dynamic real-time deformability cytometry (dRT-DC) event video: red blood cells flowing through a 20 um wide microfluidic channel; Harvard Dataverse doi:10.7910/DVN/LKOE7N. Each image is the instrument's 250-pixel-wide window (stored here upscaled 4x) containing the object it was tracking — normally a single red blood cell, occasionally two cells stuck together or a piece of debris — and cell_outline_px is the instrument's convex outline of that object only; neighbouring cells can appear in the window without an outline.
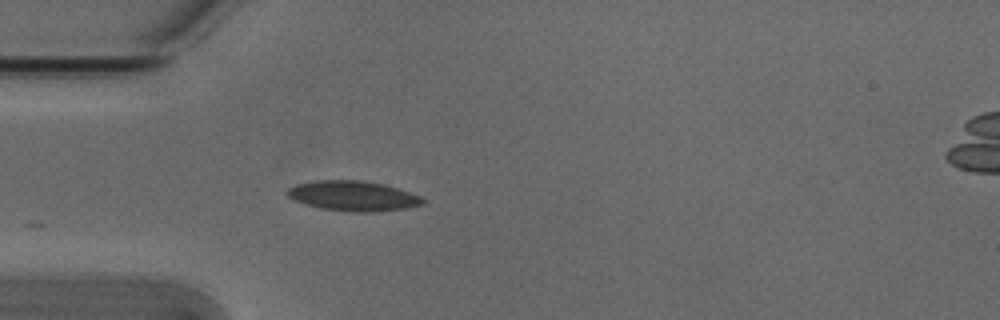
{"species": "Egyptian fruit bat (a non-hibernating species)", "species_latin": "Rousettus aegyptiacus", "temperature_condition": "cold", "stored_images_in_passage": 15, "camera_frame_rate_fps": 3000, "um_per_image_px": 0.085, "animal": {"sex": "male"}, "frame": {"image": 1, "passage_image": 1, "time_ms": 0.0, "image_size_px": [1000, 320], "cell_outline_px": [[424, 204], [404, 208], [376, 212], [352, 212], [320, 208], [304, 204], [288, 196], [284, 192], [288, 188], [296, 184], [316, 180], [360, 180], [384, 184], [420, 196], [424, 200]], "centroid_in_image_um": [29.97, 16.65], "position_along_channel_um": 55.0, "area_um2": 23.64}}
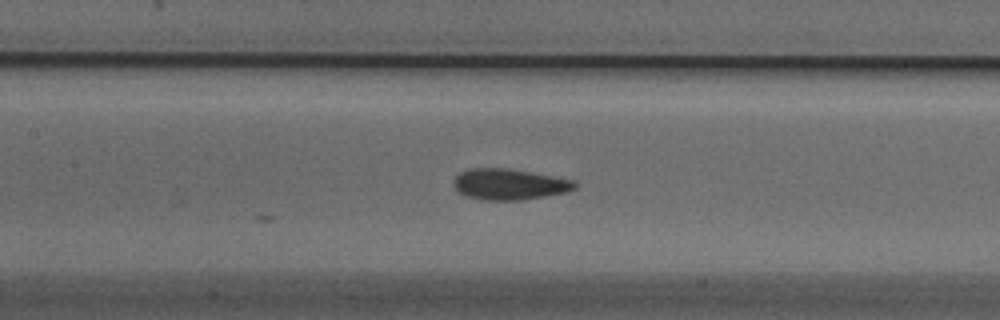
{"frame": {"image": 2, "passage_image": 10, "time_ms": 3.0, "image_size_px": [1000, 320], "cell_outline_px": [[576, 188], [564, 192], [544, 196], [520, 200], [484, 200], [468, 196], [456, 192], [452, 184], [452, 180], [460, 172], [468, 168], [504, 168], [576, 180]], "centroid_in_image_um": [43.22, 15.66], "position_along_channel_um": 164.2, "area_um2": 21.79}}
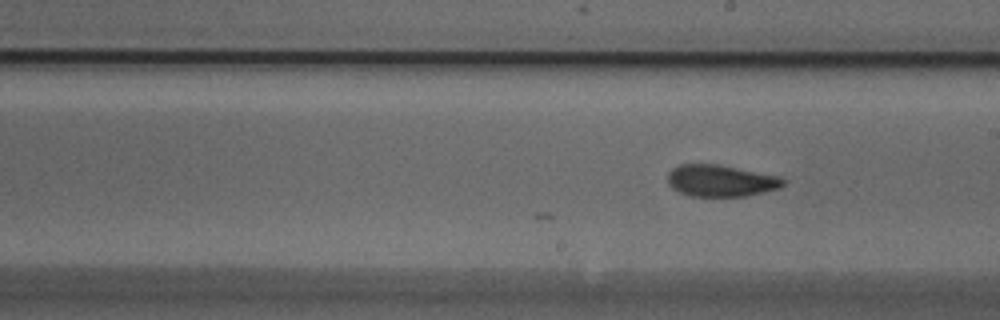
{"frame": {"image": 3, "passage_image": 15, "time_ms": 4.667, "image_size_px": [1000, 320], "cell_outline_px": [[788, 180], [780, 188], [744, 196], [688, 196], [672, 188], [668, 184], [668, 172], [672, 168], [680, 164], [716, 164], [780, 176]], "centroid_in_image_um": [61.26, 15.36], "position_along_channel_um": 227.7, "area_um2": 21.39}}